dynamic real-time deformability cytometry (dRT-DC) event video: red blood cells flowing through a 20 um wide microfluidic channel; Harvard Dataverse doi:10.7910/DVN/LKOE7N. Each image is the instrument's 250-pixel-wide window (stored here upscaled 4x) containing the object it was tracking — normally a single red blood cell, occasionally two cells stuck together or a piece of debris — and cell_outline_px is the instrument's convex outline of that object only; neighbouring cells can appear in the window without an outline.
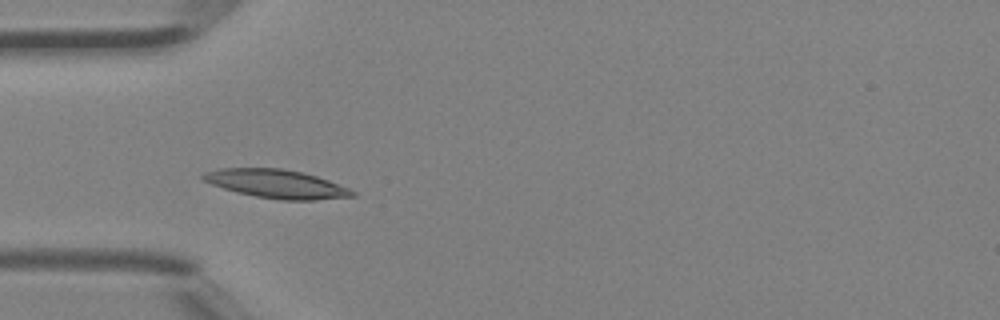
{"species": "Egyptian fruit bat (a non-hibernating species)", "species_latin": "Rousettus aegyptiacus", "temperature_condition": "room temperature", "stored_images_in_passage": 3, "camera_frame_rate_fps": 3000, "um_per_image_px": 0.085, "animal": {"sex": "female"}, "frame": {"image": 1, "passage_image": 2, "time_ms": 0.333, "image_size_px": [1000, 320], "cell_outline_px": [[356, 196], [316, 200], [280, 200], [256, 196], [236, 192], [200, 180], [200, 176], [204, 172], [220, 168], [280, 168], [304, 172], [328, 180], [348, 188], [356, 192]], "centroid_in_image_um": [23.48, 15.62], "position_along_channel_um": 61.5, "area_um2": 24.91}}
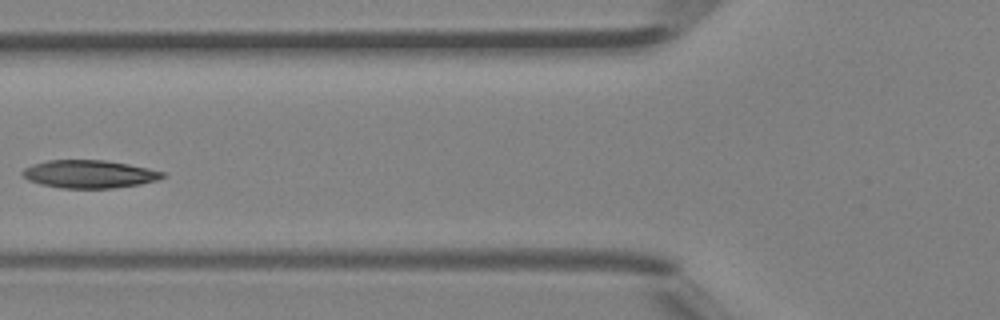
{"frame": {"image": 2, "passage_image": 3, "time_ms": 0.667, "image_size_px": [1000, 320], "cell_outline_px": [[164, 176], [156, 180], [140, 184], [112, 188], [60, 188], [40, 184], [28, 180], [20, 172], [24, 168], [32, 164], [48, 160], [104, 160], [128, 164], [148, 168], [164, 172]], "centroid_in_image_um": [7.55, 14.79], "position_along_channel_um": 118.3, "area_um2": 22.72}}